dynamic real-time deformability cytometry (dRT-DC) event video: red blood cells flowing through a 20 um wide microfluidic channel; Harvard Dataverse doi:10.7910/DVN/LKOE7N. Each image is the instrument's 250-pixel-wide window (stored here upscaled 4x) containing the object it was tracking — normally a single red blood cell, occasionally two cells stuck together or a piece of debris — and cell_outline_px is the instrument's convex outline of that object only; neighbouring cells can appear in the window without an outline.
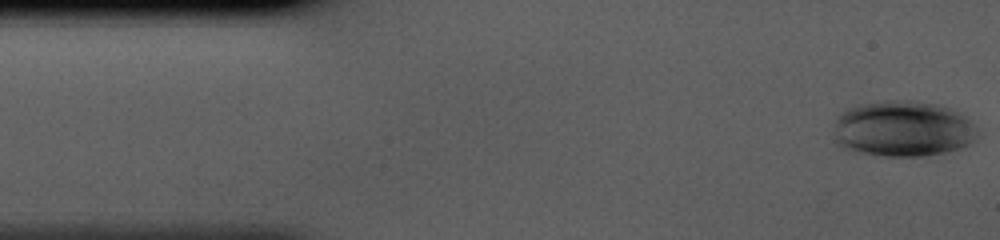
{"species": "human", "species_latin": "Homo sapiens", "temperature_condition": "cold", "stored_images_in_passage": 42, "camera_frame_rate_fps": 3000, "um_per_image_px": 0.085, "donor": {"sex": "male"}, "frame": {"image": 1, "passage_image": 1, "time_ms": 0.0, "image_size_px": [1000, 240], "cell_outline_px": [[980, 136], [972, 144], [960, 148], [944, 152], [924, 156], [884, 156], [848, 152], [836, 144], [832, 136], [832, 132], [836, 116], [848, 108], [860, 104], [888, 100], [912, 100], [936, 104], [948, 108], [964, 116], [976, 128]], "centroid_in_image_um": [76.68, 10.97], "position_along_channel_um": 8.3, "area_um2": 47.69}}
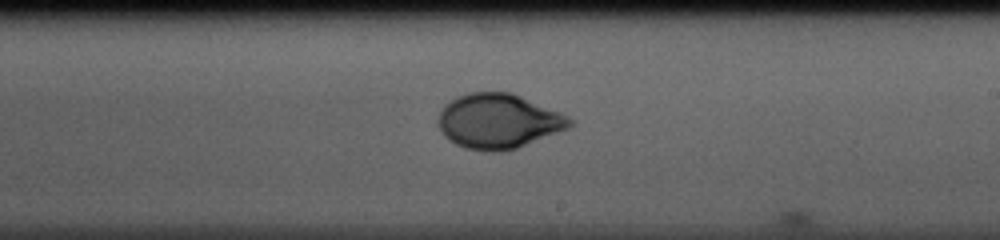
{"frame": {"image": 2, "passage_image": 24, "time_ms": 7.667, "image_size_px": [1000, 240], "cell_outline_px": [[576, 120], [568, 128], [516, 148], [504, 152], [488, 152], [464, 148], [448, 140], [444, 136], [436, 120], [440, 112], [452, 100], [460, 96], [472, 92], [512, 92], [560, 112]], "centroid_in_image_um": [42.37, 10.31], "position_along_channel_um": 246.6, "area_um2": 41.91}}
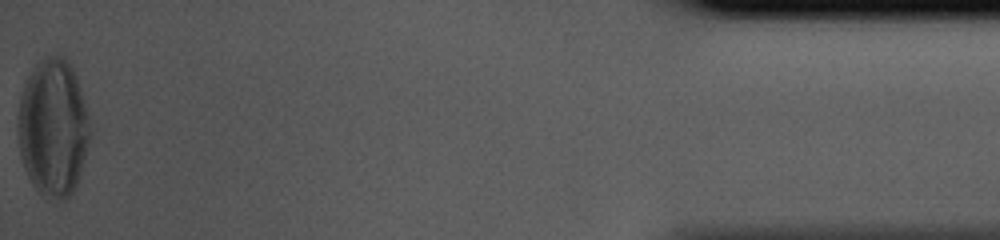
{"frame": {"image": 3, "passage_image": 42, "time_ms": 13.667, "image_size_px": [1000, 240], "cell_outline_px": [[92, 132], [80, 172], [76, 184], [72, 192], [64, 200], [48, 200], [40, 196], [32, 184], [24, 168], [20, 156], [16, 124], [20, 96], [24, 84], [32, 68], [44, 56], [64, 56], [68, 60], [76, 76], [88, 112]], "centroid_in_image_um": [4.49, 10.87], "position_along_channel_um": 430.7, "area_um2": 58.61}}